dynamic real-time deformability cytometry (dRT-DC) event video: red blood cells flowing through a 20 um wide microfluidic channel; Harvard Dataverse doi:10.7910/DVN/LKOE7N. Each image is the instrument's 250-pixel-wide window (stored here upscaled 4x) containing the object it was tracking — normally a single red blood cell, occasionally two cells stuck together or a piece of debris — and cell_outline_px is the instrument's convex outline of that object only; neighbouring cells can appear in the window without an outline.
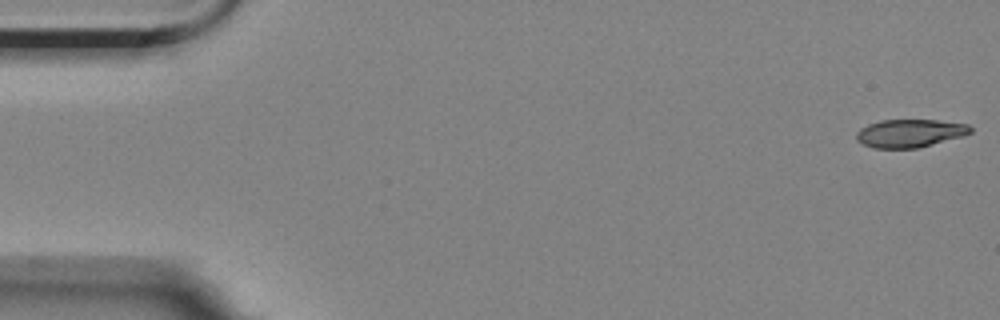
{"species": "Egyptian fruit bat (a non-hibernating species)", "species_latin": "Rousettus aegyptiacus", "temperature_condition": "room temperature", "stored_images_in_passage": 6, "camera_frame_rate_fps": 3000, "um_per_image_px": 0.085, "animal": {"sex": "female"}, "frame": {"image": 1, "passage_image": 1, "time_ms": 0.0, "image_size_px": [1000, 320], "cell_outline_px": [[972, 132], [964, 136], [916, 148], [872, 148], [856, 140], [856, 132], [860, 128], [868, 124], [880, 120], [936, 120], [968, 124], [972, 128]], "centroid_in_image_um": [77.33, 11.32], "position_along_channel_um": 7.7, "area_um2": 18.67}}
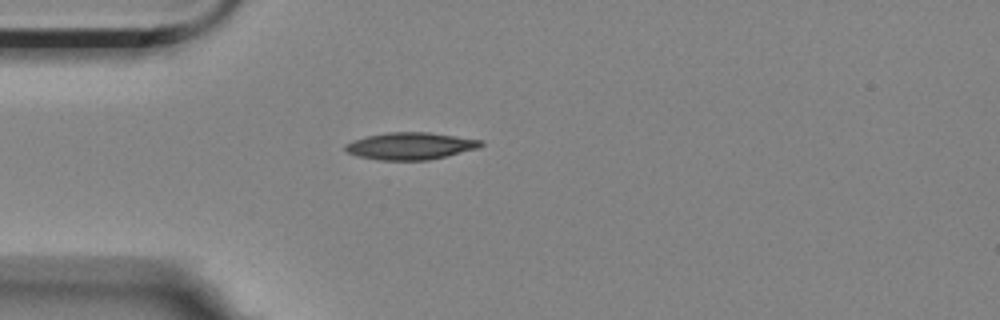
{"frame": {"image": 2, "passage_image": 5, "time_ms": 4.667, "image_size_px": [1000, 320], "cell_outline_px": [[484, 144], [480, 148], [428, 160], [380, 160], [356, 156], [348, 152], [344, 148], [344, 144], [352, 140], [364, 136], [388, 132], [428, 132], [484, 140]], "centroid_in_image_um": [34.88, 12.4], "position_along_channel_um": 50.1, "area_um2": 21.62}}